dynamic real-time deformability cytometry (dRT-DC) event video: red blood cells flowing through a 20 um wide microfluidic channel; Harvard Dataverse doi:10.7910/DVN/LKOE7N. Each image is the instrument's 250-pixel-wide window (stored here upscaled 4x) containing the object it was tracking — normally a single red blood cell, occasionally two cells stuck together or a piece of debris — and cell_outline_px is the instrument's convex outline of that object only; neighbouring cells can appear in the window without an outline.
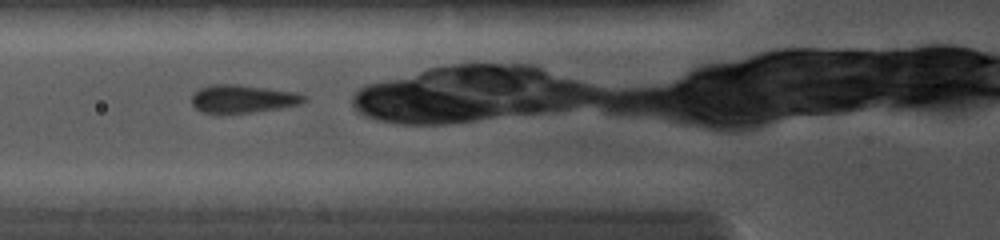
{"species": "common noctule bat (a hibernating species)", "species_latin": "Nyctalus noctula", "temperature_condition": "cold", "stored_images_in_passage": 4, "camera_frame_rate_fps": 5000, "um_per_image_px": 0.085, "animal": {"sex": "female", "body_mass_g": 19.0, "forearm_length_mm": 56.7}, "frame": {"image": 1, "passage_image": 2, "time_ms": 0.6, "image_size_px": [1000, 240], "cell_outline_px": [[308, 100], [300, 104], [280, 108], [252, 112], [200, 112], [192, 104], [192, 92], [200, 88], [212, 84], [240, 84], [296, 92], [308, 96]], "centroid_in_image_um": [20.67, 8.37], "position_along_channel_um": 105.1, "area_um2": 18.38}}